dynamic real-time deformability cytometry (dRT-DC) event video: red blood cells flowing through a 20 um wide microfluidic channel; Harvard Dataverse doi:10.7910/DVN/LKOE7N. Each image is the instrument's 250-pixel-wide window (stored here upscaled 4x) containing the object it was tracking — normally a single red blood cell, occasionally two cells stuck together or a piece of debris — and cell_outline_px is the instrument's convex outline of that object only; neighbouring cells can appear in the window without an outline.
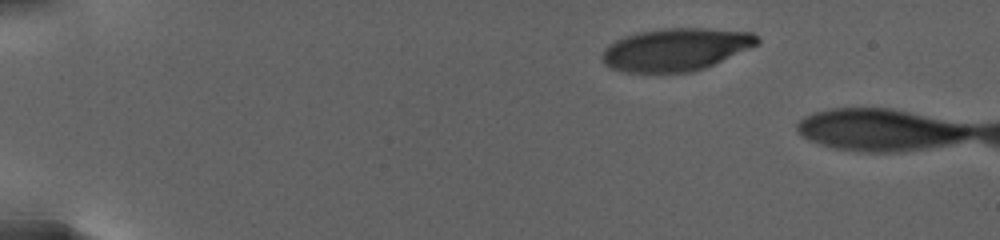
{"species": "human", "species_latin": "Homo sapiens", "temperature_condition": "warm", "stored_images_in_passage": 15, "camera_frame_rate_fps": 3000, "um_per_image_px": 0.085, "donor": {"sex": "female"}, "frame": {"image": 1, "passage_image": 1, "time_ms": 0.0, "image_size_px": [1000, 240], "cell_outline_px": [[760, 44], [704, 68], [692, 72], [624, 72], [612, 68], [604, 64], [600, 56], [604, 48], [608, 44], [624, 36], [636, 32], [664, 28], [708, 28], [752, 32], [760, 36]], "centroid_in_image_um": [57.45, 4.19], "position_along_channel_um": 27.6, "area_um2": 38.84}}